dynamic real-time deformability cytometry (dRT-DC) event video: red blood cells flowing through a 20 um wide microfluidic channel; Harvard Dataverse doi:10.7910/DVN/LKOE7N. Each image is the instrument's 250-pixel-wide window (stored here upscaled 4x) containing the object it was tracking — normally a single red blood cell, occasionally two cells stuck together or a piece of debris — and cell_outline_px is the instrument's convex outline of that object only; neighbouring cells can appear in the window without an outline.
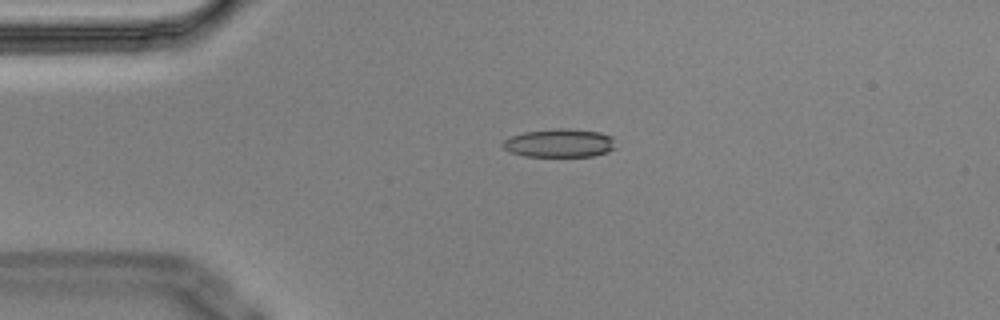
{"species": "Egyptian fruit bat (a non-hibernating species)", "species_latin": "Rousettus aegyptiacus", "temperature_condition": "cold", "stored_images_in_passage": 5, "camera_frame_rate_fps": 3000, "um_per_image_px": 0.085, "animal": {"sex": "male"}, "frame": {"image": 1, "passage_image": 4, "time_ms": 1.0, "image_size_px": [1000, 320], "cell_outline_px": [[616, 148], [608, 152], [592, 156], [524, 156], [512, 152], [504, 148], [500, 144], [508, 136], [524, 132], [556, 128], [564, 128], [600, 132], [612, 136]], "centroid_in_image_um": [47.55, 12.15], "position_along_channel_um": 37.5, "area_um2": 18.79}}